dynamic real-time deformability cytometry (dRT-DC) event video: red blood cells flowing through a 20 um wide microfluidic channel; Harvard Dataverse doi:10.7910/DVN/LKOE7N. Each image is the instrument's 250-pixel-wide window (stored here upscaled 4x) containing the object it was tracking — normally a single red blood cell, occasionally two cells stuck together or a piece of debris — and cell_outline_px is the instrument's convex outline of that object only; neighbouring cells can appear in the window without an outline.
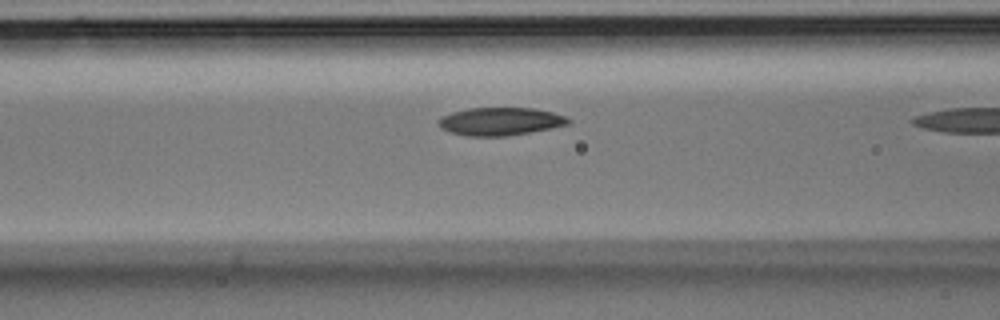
{"species": "Egyptian fruit bat (a non-hibernating species)", "species_latin": "Rousettus aegyptiacus", "temperature_condition": "room temperature", "stored_images_in_passage": 5, "camera_frame_rate_fps": 3000, "um_per_image_px": 0.085, "animal": {"sex": "male"}, "frame": {"image": 1, "passage_image": 5, "time_ms": 1.333, "image_size_px": [1000, 320], "cell_outline_px": [[572, 120], [568, 124], [552, 128], [532, 132], [508, 136], [468, 136], [452, 132], [440, 128], [436, 120], [440, 116], [452, 112], [468, 108], [532, 108], [552, 112], [568, 116]], "centroid_in_image_um": [42.53, 10.32], "position_along_channel_um": 124.1, "area_um2": 21.33}}